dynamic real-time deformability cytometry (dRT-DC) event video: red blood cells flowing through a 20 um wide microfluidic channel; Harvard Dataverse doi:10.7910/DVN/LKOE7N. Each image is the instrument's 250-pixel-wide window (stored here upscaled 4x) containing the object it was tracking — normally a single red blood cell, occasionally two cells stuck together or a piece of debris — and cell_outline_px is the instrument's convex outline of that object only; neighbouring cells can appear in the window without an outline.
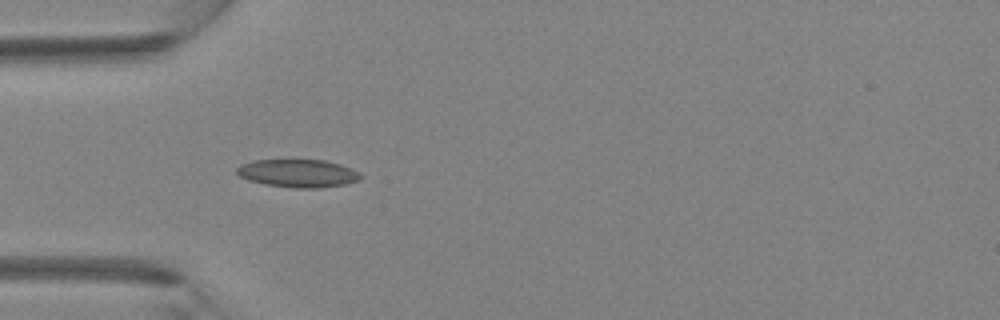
{"species": "Egyptian fruit bat (a non-hibernating species)", "species_latin": "Rousettus aegyptiacus", "temperature_condition": "room temperature", "stored_images_in_passage": 5, "camera_frame_rate_fps": 3000, "um_per_image_px": 0.085, "animal": {"sex": "female"}, "frame": {"image": 1, "passage_image": 4, "time_ms": 1.0, "image_size_px": [1000, 320], "cell_outline_px": [[364, 176], [360, 180], [344, 184], [320, 188], [292, 188], [264, 184], [248, 180], [240, 176], [236, 172], [236, 168], [240, 164], [252, 160], [288, 156], [324, 160], [340, 164], [360, 172]], "centroid_in_image_um": [25.29, 14.67], "position_along_channel_um": 59.7, "area_um2": 21.39}}
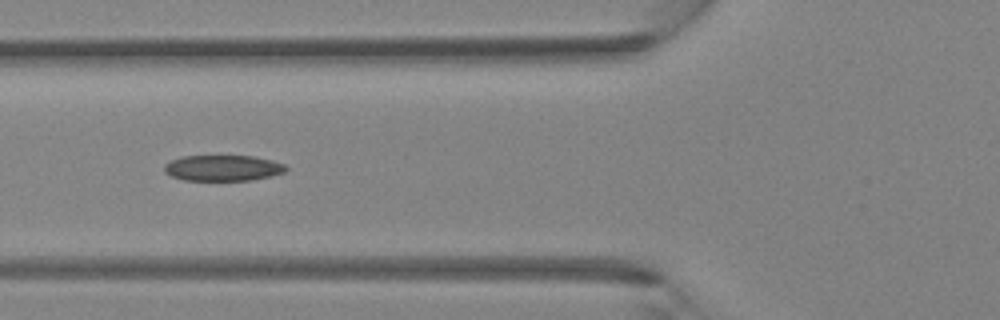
{"frame": {"image": 2, "passage_image": 5, "time_ms": 1.333, "image_size_px": [1000, 320], "cell_outline_px": [[288, 168], [284, 172], [272, 176], [252, 180], [184, 180], [172, 176], [164, 172], [164, 164], [180, 156], [252, 156], [272, 160], [284, 164]], "centroid_in_image_um": [18.94, 14.28], "position_along_channel_um": 106.9, "area_um2": 18.32}}